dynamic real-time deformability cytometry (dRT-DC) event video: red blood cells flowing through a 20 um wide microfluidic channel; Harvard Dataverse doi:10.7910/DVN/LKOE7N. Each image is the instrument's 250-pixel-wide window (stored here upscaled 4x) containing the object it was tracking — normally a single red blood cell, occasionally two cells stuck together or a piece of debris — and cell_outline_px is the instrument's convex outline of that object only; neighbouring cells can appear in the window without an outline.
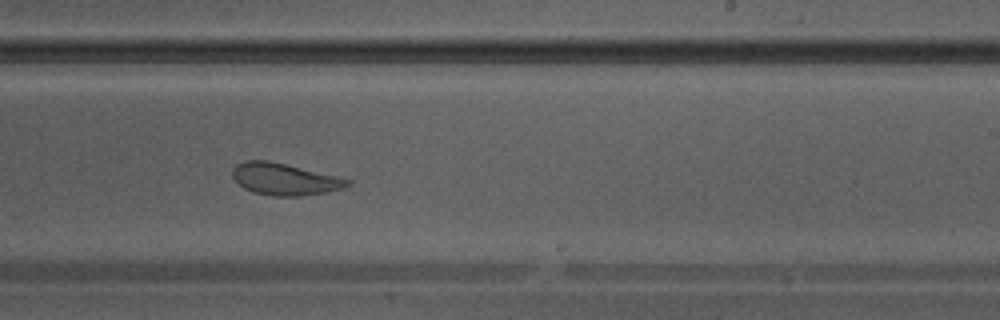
{"species": "Egyptian fruit bat (a non-hibernating species)", "species_latin": "Rousettus aegyptiacus", "temperature_condition": "warm", "stored_images_in_passage": 31, "camera_frame_rate_fps": 3000, "um_per_image_px": 0.085, "animal": {"sex": "male"}, "frame": {"image": 1, "passage_image": 18, "time_ms": 5.667, "image_size_px": [1000, 320], "cell_outline_px": [[352, 184], [344, 188], [328, 192], [300, 196], [272, 196], [256, 192], [244, 188], [232, 176], [232, 168], [236, 164], [244, 160], [268, 160], [340, 176], [352, 180]], "centroid_in_image_um": [24.24, 15.22], "position_along_channel_um": 264.8, "area_um2": 21.56}}